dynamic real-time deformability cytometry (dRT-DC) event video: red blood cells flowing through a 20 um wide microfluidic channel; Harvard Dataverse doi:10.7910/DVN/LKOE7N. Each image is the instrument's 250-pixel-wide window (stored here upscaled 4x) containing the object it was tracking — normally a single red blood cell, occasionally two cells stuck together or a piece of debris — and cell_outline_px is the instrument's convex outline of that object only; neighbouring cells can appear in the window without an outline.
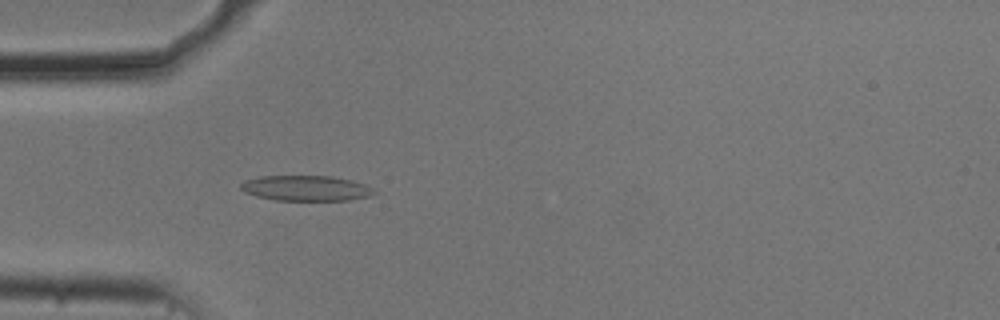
{"species": "common noctule bat (a hibernating species)", "species_latin": "Nyctalus noctula", "temperature_condition": "cold", "stored_images_in_passage": 51, "camera_frame_rate_fps": 3000, "um_per_image_px": 0.085, "animal": {"sex": "male", "body_mass_g": 20.5, "forearm_length_mm": 52.5}, "frame": {"image": 1, "passage_image": 13, "time_ms": 4.0, "image_size_px": [1000, 320], "cell_outline_px": [[376, 192], [368, 196], [348, 200], [276, 200], [256, 196], [244, 192], [240, 188], [240, 184], [244, 180], [260, 176], [332, 176], [352, 180], [364, 184], [372, 188]], "centroid_in_image_um": [25.97, 15.99], "position_along_channel_um": 59.0, "area_um2": 19.65}}
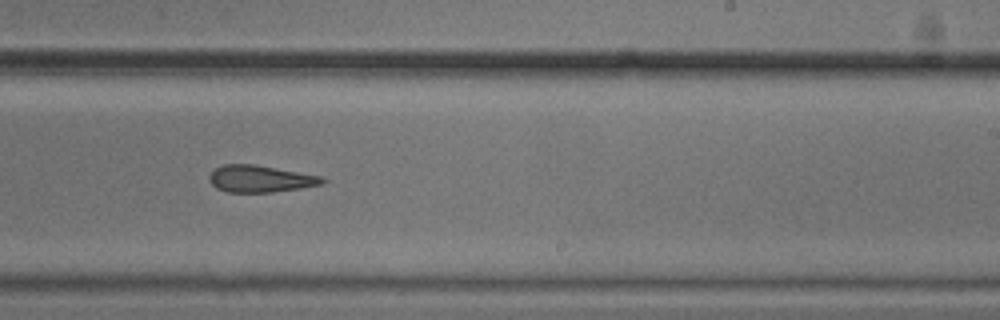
{"frame": {"image": 2, "passage_image": 30, "time_ms": 9.667, "image_size_px": [1000, 320], "cell_outline_px": [[328, 180], [324, 184], [300, 188], [272, 192], [228, 192], [216, 188], [212, 184], [208, 176], [216, 168], [224, 164], [256, 164], [320, 176]], "centroid_in_image_um": [22.14, 15.19], "position_along_channel_um": 266.9, "area_um2": 17.69}}
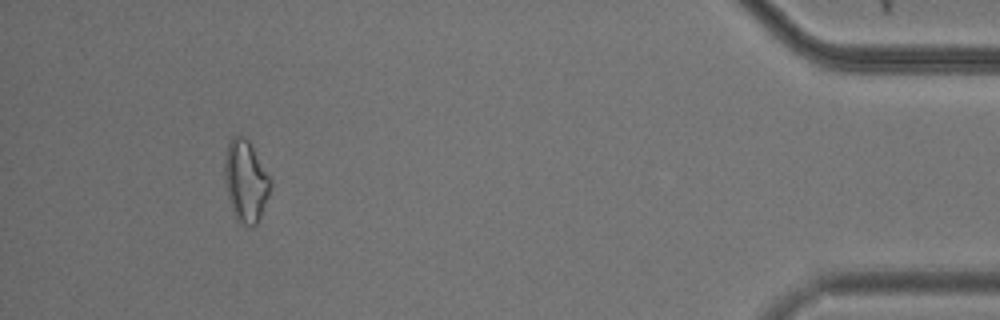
{"frame": {"image": 3, "passage_image": 47, "time_ms": 15.333, "image_size_px": [1000, 320], "cell_outline_px": [[272, 184], [260, 220], [252, 228], [248, 228], [236, 220], [228, 196], [224, 180], [224, 160], [228, 144], [232, 136], [244, 136], [248, 140], [272, 180]], "centroid_in_image_um": [20.89, 15.43], "position_along_channel_um": 414.3, "area_um2": 21.96}, "authors_computed_cell_mechanics": {"area_um2": 19.1896, "velocity_mm_per_s": 3.7113, "shape_relaxation_time_tau1_ms": null, "shape_relaxation_time_tau2_ms": 4.5467, "deformation_change_tau1": null, "deformation_change_tau2": 0.1535}}